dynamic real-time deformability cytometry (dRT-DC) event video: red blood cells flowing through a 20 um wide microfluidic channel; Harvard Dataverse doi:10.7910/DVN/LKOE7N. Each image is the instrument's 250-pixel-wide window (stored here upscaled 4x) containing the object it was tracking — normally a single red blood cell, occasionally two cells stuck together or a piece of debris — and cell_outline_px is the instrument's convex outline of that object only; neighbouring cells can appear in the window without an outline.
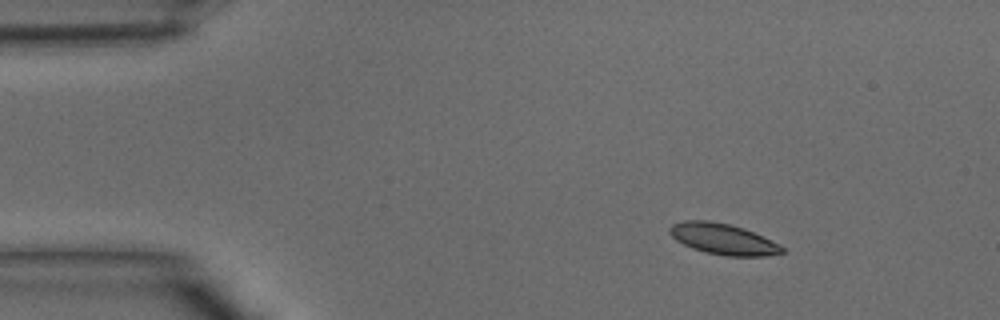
{"species": "common noctule bat (a hibernating species)", "species_latin": "Nyctalus noctula", "temperature_condition": "warm", "stored_images_in_passage": 35, "camera_frame_rate_fps": 3000, "um_per_image_px": 0.085, "animal": {"sex": "male", "body_mass_g": 15.6}, "frame": {"image": 1, "passage_image": 1, "time_ms": 0.0, "image_size_px": [1000, 320], "cell_outline_px": [[784, 252], [764, 256], [728, 256], [704, 252], [692, 248], [676, 240], [668, 232], [668, 228], [672, 224], [684, 220], [708, 220], [728, 224], [744, 228], [780, 244], [784, 248]], "centroid_in_image_um": [61.44, 20.31], "position_along_channel_um": 23.6, "area_um2": 20.23}}
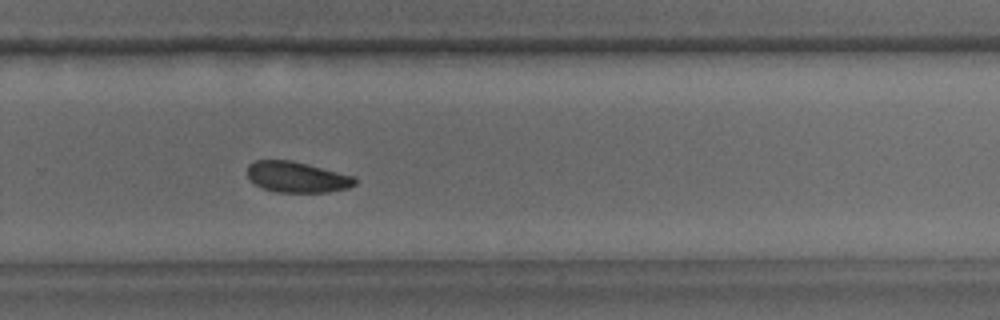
{"frame": {"image": 2, "passage_image": 22, "time_ms": 7.0, "image_size_px": [1000, 320], "cell_outline_px": [[356, 184], [348, 188], [328, 192], [276, 192], [264, 188], [256, 184], [248, 176], [248, 164], [256, 160], [292, 160], [356, 176]], "centroid_in_image_um": [25.28, 15.04], "position_along_channel_um": 304.5, "area_um2": 19.31}}
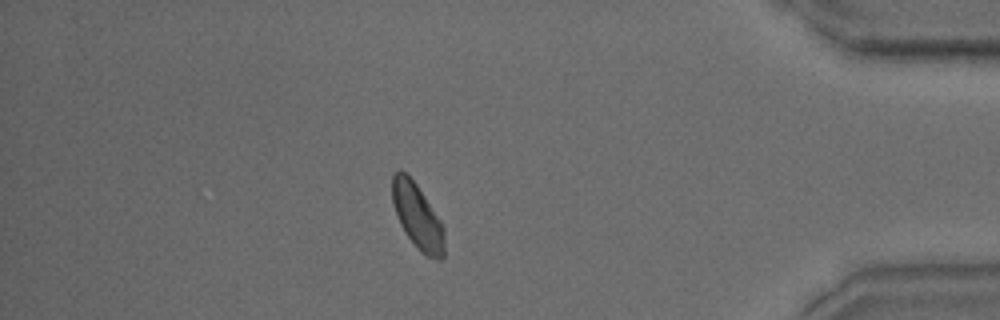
{"frame": {"image": 3, "passage_image": 30, "time_ms": 9.667, "image_size_px": [1000, 320], "cell_outline_px": [[444, 256], [440, 260], [436, 260], [420, 252], [408, 236], [400, 224], [392, 200], [392, 176], [400, 168], [416, 184], [440, 220], [444, 228]], "centroid_in_image_um": [35.49, 18.41], "position_along_channel_um": 399.7, "area_um2": 19.48}}